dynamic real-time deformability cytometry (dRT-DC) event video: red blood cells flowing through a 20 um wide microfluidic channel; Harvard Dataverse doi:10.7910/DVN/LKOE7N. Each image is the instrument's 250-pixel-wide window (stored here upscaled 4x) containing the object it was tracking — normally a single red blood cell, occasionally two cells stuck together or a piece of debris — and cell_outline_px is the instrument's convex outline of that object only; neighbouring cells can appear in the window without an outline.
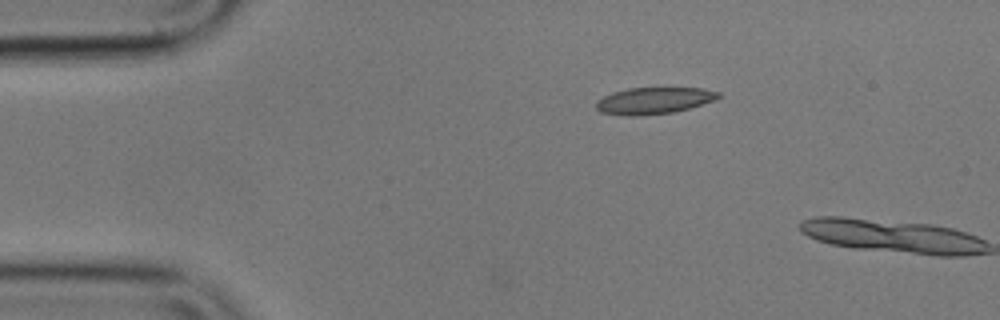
{"species": "common noctule bat (a hibernating species)", "species_latin": "Nyctalus noctula", "temperature_condition": "cold", "stored_images_in_passage": 2, "camera_frame_rate_fps": 3000, "um_per_image_px": 0.085, "animal": {"sex": "male", "body_mass_g": 17.9}, "frame": {"image": 1, "passage_image": 1, "time_ms": 0.0, "image_size_px": [1000, 320], "cell_outline_px": [[720, 96], [716, 100], [688, 108], [672, 112], [636, 116], [624, 116], [600, 112], [596, 108], [596, 100], [612, 92], [628, 88], [704, 88], [720, 92]], "centroid_in_image_um": [55.56, 8.55], "position_along_channel_um": 29.4, "area_um2": 19.02}}